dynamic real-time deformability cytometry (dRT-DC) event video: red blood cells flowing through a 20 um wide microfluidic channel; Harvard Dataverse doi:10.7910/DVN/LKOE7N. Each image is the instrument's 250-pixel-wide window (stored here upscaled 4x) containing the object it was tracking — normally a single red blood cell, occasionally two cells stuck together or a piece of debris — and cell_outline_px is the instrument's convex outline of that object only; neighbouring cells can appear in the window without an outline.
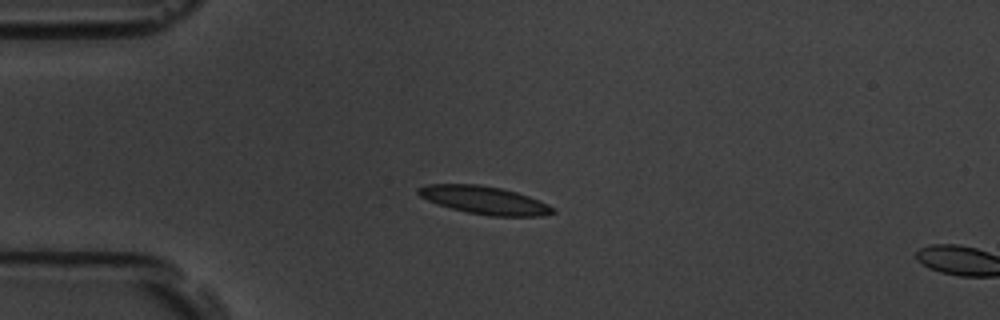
{"species": "common noctule bat (a hibernating species)", "species_latin": "Nyctalus noctula", "temperature_condition": "room temperature", "stored_images_in_passage": 2, "camera_frame_rate_fps": 3000, "um_per_image_px": 0.085, "animal": {"sex": "male", "body_mass_g": 19.5, "forearm_length_mm": 54.6}, "frame": {"image": 1, "passage_image": 1, "time_ms": 0.0, "image_size_px": [1000, 320], "cell_outline_px": [[556, 212], [544, 216], [488, 216], [468, 212], [436, 204], [420, 196], [416, 192], [416, 188], [428, 184], [480, 184], [500, 188], [516, 192], [528, 196], [548, 204], [556, 208]], "centroid_in_image_um": [41.18, 17.01], "position_along_channel_um": 43.8, "area_um2": 21.96}}